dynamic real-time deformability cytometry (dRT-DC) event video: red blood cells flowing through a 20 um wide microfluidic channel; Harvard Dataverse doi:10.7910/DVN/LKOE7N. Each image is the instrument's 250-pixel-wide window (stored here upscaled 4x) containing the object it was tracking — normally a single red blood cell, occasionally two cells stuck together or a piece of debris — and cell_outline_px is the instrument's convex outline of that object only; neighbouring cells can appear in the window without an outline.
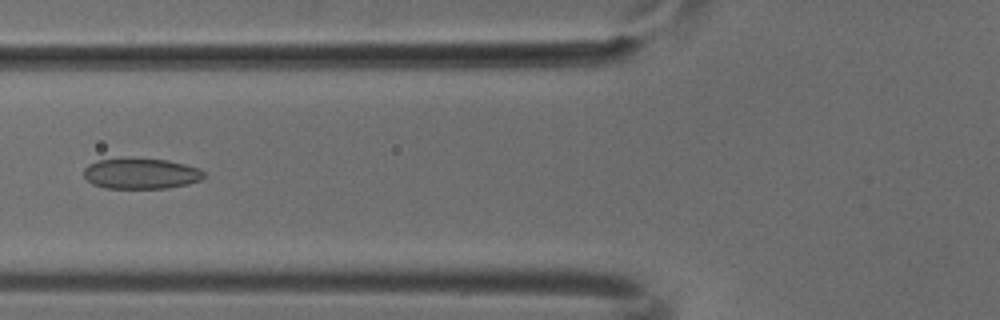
{"species": "common noctule bat (a hibernating species)", "species_latin": "Nyctalus noctula", "temperature_condition": "cold", "stored_images_in_passage": 6, "camera_frame_rate_fps": 3000, "um_per_image_px": 0.085, "animal": {"sex": "male", "body_mass_g": 18.8}, "frame": {"image": 1, "passage_image": 5, "time_ms": 1.333, "image_size_px": [1000, 320], "cell_outline_px": [[204, 176], [200, 180], [188, 184], [168, 188], [104, 188], [92, 184], [84, 176], [84, 168], [88, 164], [96, 160], [120, 156], [132, 156], [168, 160], [200, 168], [204, 172]], "centroid_in_image_um": [11.94, 14.71], "position_along_channel_um": 113.9, "area_um2": 22.25}}
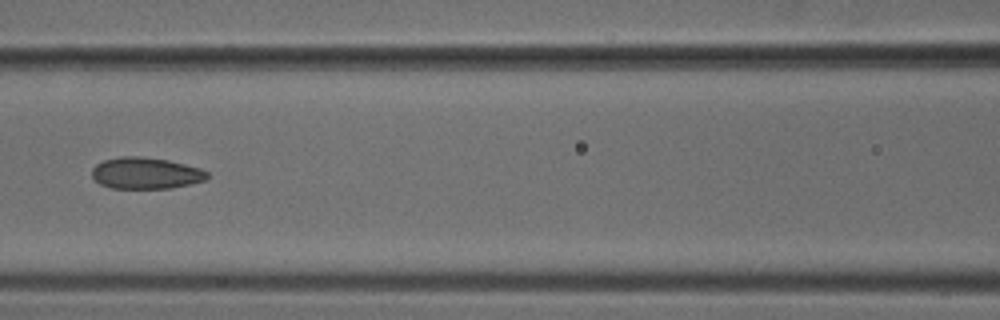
{"frame": {"image": 2, "passage_image": 6, "time_ms": 1.667, "image_size_px": [1000, 320], "cell_outline_px": [[208, 176], [204, 180], [188, 184], [168, 188], [112, 188], [100, 184], [92, 176], [92, 168], [96, 164], [104, 160], [120, 156], [140, 156], [168, 160], [200, 168], [208, 172]], "centroid_in_image_um": [12.36, 14.71], "position_along_channel_um": 154.2, "area_um2": 20.98}}